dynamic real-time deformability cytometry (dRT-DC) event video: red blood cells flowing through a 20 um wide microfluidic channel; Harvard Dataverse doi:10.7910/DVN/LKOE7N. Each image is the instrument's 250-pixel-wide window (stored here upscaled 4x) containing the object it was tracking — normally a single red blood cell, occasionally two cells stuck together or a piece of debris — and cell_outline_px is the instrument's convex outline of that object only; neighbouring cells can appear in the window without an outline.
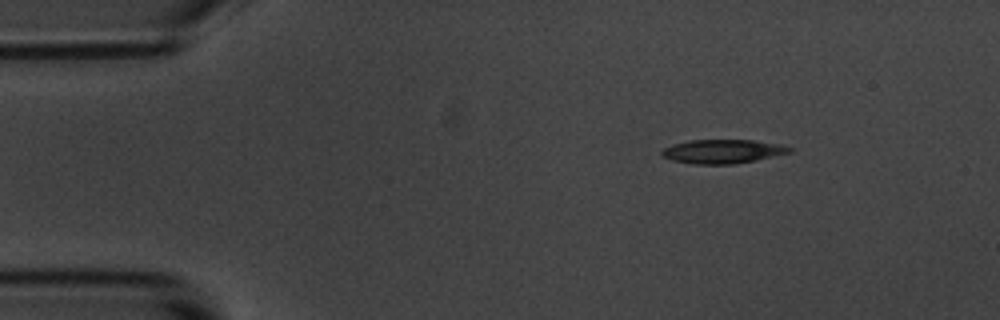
{"species": "common noctule bat (a hibernating species)", "species_latin": "Nyctalus noctula", "temperature_condition": "room temperature", "stored_images_in_passage": 3, "camera_frame_rate_fps": 3000, "um_per_image_px": 0.085, "animal": {"sex": "male", "body_mass_g": 20.1, "forearm_length_mm": 53.5}, "frame": {"image": 1, "passage_image": 1, "time_ms": 0.0, "image_size_px": [1000, 320], "cell_outline_px": [[796, 148], [792, 152], [756, 160], [736, 164], [692, 164], [672, 160], [660, 156], [660, 152], [664, 148], [672, 144], [688, 140], [752, 140], [780, 144]], "centroid_in_image_um": [61.43, 12.87], "position_along_channel_um": 23.6, "area_um2": 18.03}}
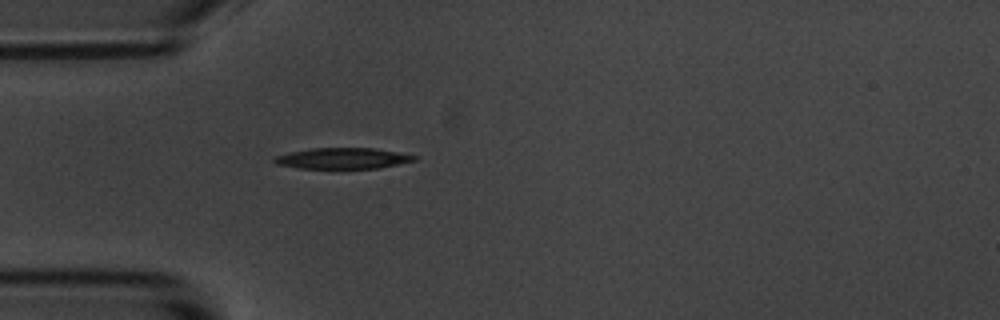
{"frame": {"image": 2, "passage_image": 3, "time_ms": 2.667, "image_size_px": [1000, 320], "cell_outline_px": [[416, 160], [376, 168], [300, 168], [276, 164], [272, 160], [276, 156], [288, 152], [312, 148], [376, 148], [416, 156]], "centroid_in_image_um": [29.07, 13.45], "position_along_channel_um": 55.9, "area_um2": 16.82}}